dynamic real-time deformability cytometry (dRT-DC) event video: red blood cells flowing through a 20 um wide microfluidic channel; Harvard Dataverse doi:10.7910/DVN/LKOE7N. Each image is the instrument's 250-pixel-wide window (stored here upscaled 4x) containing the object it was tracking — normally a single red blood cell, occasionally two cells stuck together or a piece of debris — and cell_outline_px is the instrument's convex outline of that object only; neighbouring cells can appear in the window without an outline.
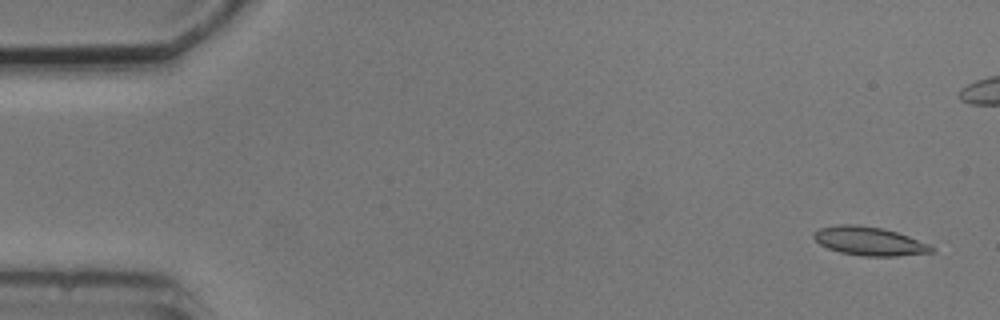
{"species": "common noctule bat (a hibernating species)", "species_latin": "Nyctalus noctula", "temperature_condition": "cold", "stored_images_in_passage": 5, "camera_frame_rate_fps": 3000, "um_per_image_px": 0.085, "animal": {"sex": "male", "body_mass_g": 20.5, "forearm_length_mm": 52.5}, "frame": {"image": 1, "passage_image": 1, "time_ms": 0.0, "image_size_px": [1000, 320], "cell_outline_px": [[936, 248], [932, 252], [896, 256], [860, 256], [840, 252], [828, 248], [820, 244], [812, 236], [812, 232], [820, 228], [840, 224], [856, 224], [880, 228], [896, 232], [908, 236], [928, 244]], "centroid_in_image_um": [73.85, 20.5], "position_along_channel_um": 11.1, "area_um2": 19.54}}